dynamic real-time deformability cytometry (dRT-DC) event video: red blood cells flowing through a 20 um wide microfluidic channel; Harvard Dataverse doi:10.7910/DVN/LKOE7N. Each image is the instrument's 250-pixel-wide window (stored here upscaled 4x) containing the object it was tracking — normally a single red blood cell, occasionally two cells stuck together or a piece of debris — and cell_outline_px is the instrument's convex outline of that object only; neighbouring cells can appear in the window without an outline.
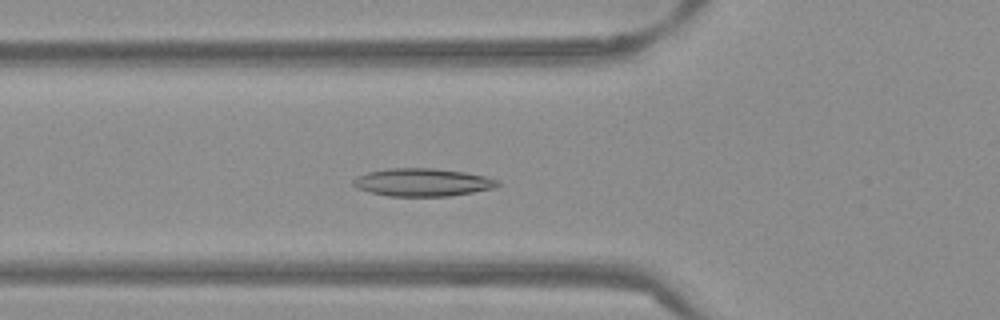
{"species": "Egyptian fruit bat (a non-hibernating species)", "species_latin": "Rousettus aegyptiacus", "temperature_condition": "warm", "stored_images_in_passage": 52, "camera_frame_rate_fps": 3000, "um_per_image_px": 0.085, "frame": {"image": 1, "passage_image": 18, "time_ms": 5.667, "image_size_px": [1000, 320], "cell_outline_px": [[500, 184], [492, 188], [472, 192], [448, 196], [388, 196], [356, 188], [352, 184], [352, 180], [368, 172], [388, 168], [432, 168], [464, 172], [484, 176], [500, 180]], "centroid_in_image_um": [35.91, 15.49], "position_along_channel_um": 89.9, "area_um2": 23.24}}
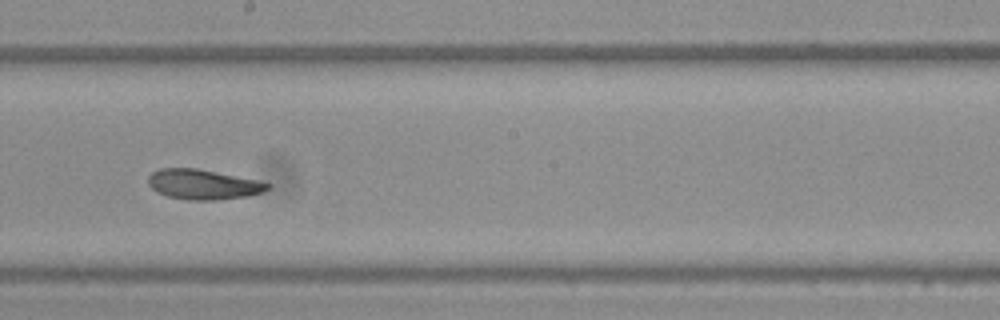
{"frame": {"image": 2, "passage_image": 29, "time_ms": 9.333, "image_size_px": [1000, 320], "cell_outline_px": [[272, 184], [264, 192], [248, 196], [216, 200], [188, 200], [168, 196], [156, 192], [148, 184], [148, 176], [152, 172], [160, 168], [196, 168], [256, 180]], "centroid_in_image_um": [17.24, 15.68], "position_along_channel_um": 231.0, "area_um2": 20.81}}
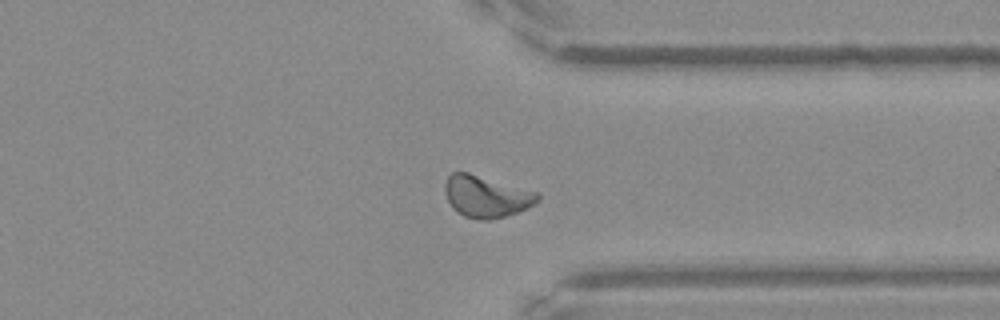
{"frame": {"image": 3, "passage_image": 40, "time_ms": 13.0, "image_size_px": [1000, 320], "cell_outline_px": [[540, 200], [516, 212], [504, 216], [488, 220], [484, 220], [464, 216], [456, 212], [452, 208], [444, 192], [444, 184], [448, 176], [452, 172], [468, 172], [540, 192]], "centroid_in_image_um": [41.31, 16.68], "position_along_channel_um": 370.1, "area_um2": 22.54}, "authors_computed_cell_mechanics": {"area_um2": 21.7039, "velocity_mm_per_s": 3.8323, "shape_relaxation_time_tau1_ms": null, "shape_relaxation_time_tau2_ms": 3.1055, "deformation_change_tau1": null, "deformation_change_tau2": 0.0789}}